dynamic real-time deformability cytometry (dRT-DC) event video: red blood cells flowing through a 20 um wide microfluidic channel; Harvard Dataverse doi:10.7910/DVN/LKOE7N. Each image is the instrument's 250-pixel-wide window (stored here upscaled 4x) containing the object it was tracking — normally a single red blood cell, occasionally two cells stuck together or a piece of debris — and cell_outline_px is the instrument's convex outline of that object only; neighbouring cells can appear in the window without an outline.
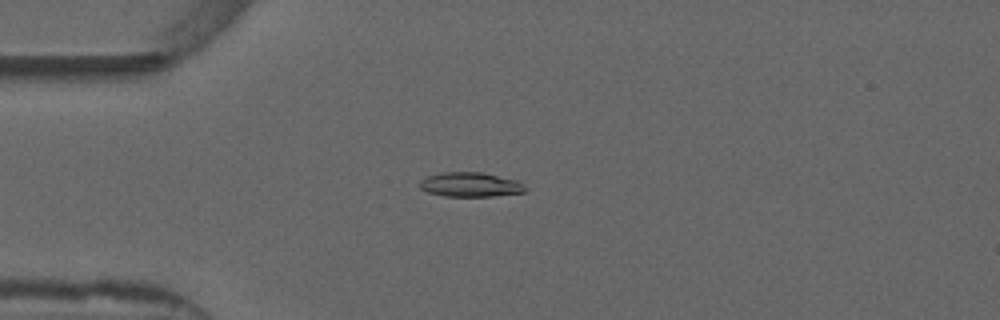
{"species": "common noctule bat (a hibernating species)", "species_latin": "Nyctalus noctula", "temperature_condition": "warm", "stored_images_in_passage": 19, "camera_frame_rate_fps": 3000, "um_per_image_px": 0.085, "animal": {"sex": "male", "forearm_length_mm": 52.5}, "frame": {"image": 1, "passage_image": 13, "time_ms": 4.0, "image_size_px": [1000, 320], "cell_outline_px": [[528, 192], [492, 196], [444, 196], [428, 192], [420, 188], [416, 184], [420, 180], [428, 176], [444, 172], [484, 172], [516, 180], [524, 184]], "centroid_in_image_um": [39.99, 15.69], "position_along_channel_um": 45.0, "area_um2": 15.2}}
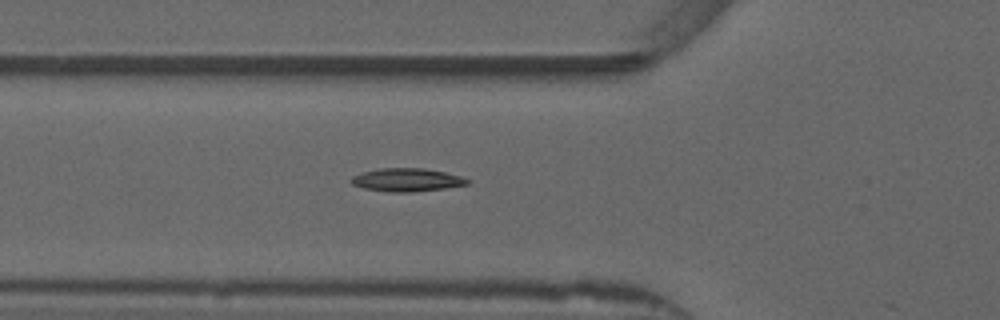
{"frame": {"image": 2, "passage_image": 18, "time_ms": 5.667, "image_size_px": [1000, 320], "cell_outline_px": [[472, 180], [468, 184], [444, 188], [412, 192], [388, 192], [364, 188], [352, 184], [348, 180], [352, 176], [364, 172], [380, 168], [424, 168], [444, 172], [460, 176]], "centroid_in_image_um": [34.57, 15.29], "position_along_channel_um": 91.2, "area_um2": 15.66}}